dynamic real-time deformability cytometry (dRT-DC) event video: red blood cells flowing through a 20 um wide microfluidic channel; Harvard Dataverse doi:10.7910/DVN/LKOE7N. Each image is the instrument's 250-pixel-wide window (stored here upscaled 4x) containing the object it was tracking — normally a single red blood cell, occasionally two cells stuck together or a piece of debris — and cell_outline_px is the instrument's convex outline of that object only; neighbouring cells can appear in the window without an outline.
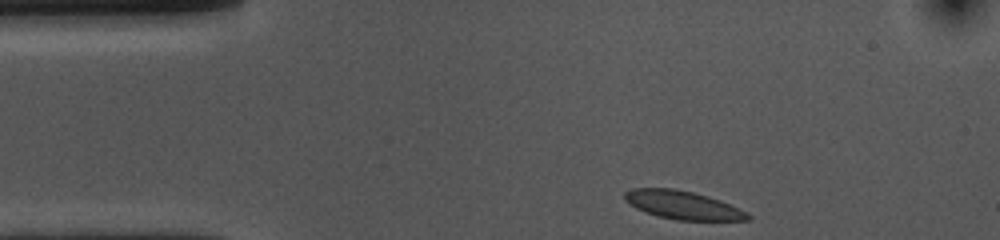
{"species": "common noctule bat (a hibernating species)", "species_latin": "Nyctalus noctula", "temperature_condition": "cold", "stored_images_in_passage": 35, "camera_frame_rate_fps": 3000, "um_per_image_px": 0.085, "animal": {"sex": "female", "body_mass_g": 10.0, "forearm_length_mm": 53.1}, "frame": {"image": 1, "passage_image": 1, "time_ms": 0.0, "image_size_px": [1000, 240], "cell_outline_px": [[752, 220], [676, 220], [660, 216], [636, 208], [624, 200], [624, 192], [632, 188], [676, 188], [708, 196], [720, 200], [740, 208], [752, 216]], "centroid_in_image_um": [58.06, 17.42], "position_along_channel_um": 26.9, "area_um2": 20.29}}
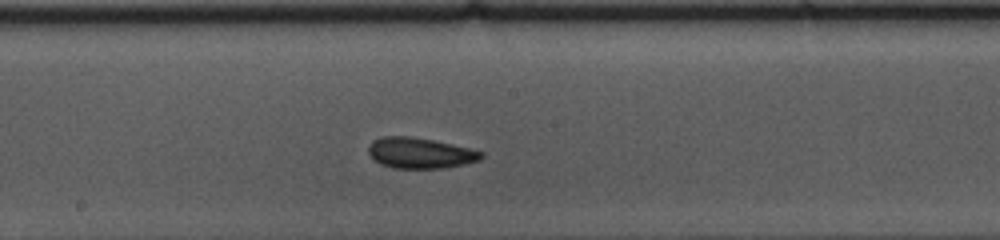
{"frame": {"image": 2, "passage_image": 20, "time_ms": 6.333, "image_size_px": [1000, 240], "cell_outline_px": [[484, 156], [480, 160], [464, 164], [444, 168], [392, 168], [380, 164], [372, 160], [368, 152], [368, 148], [372, 140], [384, 136], [408, 136], [432, 140], [452, 144], [484, 152]], "centroid_in_image_um": [35.68, 13.01], "position_along_channel_um": 212.5, "area_um2": 20.29}}
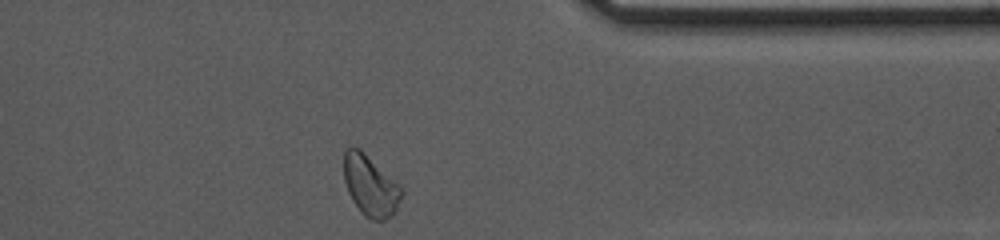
{"frame": {"image": 3, "passage_image": 35, "time_ms": 11.333, "image_size_px": [1000, 240], "cell_outline_px": [[404, 192], [396, 212], [384, 220], [372, 220], [364, 216], [360, 212], [352, 200], [348, 192], [344, 180], [344, 148], [352, 144], [360, 148], [404, 188]], "centroid_in_image_um": [31.49, 15.76], "position_along_channel_um": 379.9, "area_um2": 20.92}, "authors_computed_cell_mechanics": {"area_um2": 19.8832, "velocity_mm_per_s": 3.6362, "shape_relaxation_time_tau1_ms": 2.4581, "shape_relaxation_time_tau2_ms": 1.5954, "deformation_change_tau1": 0.0911, "deformation_change_tau2": 0.0694}}